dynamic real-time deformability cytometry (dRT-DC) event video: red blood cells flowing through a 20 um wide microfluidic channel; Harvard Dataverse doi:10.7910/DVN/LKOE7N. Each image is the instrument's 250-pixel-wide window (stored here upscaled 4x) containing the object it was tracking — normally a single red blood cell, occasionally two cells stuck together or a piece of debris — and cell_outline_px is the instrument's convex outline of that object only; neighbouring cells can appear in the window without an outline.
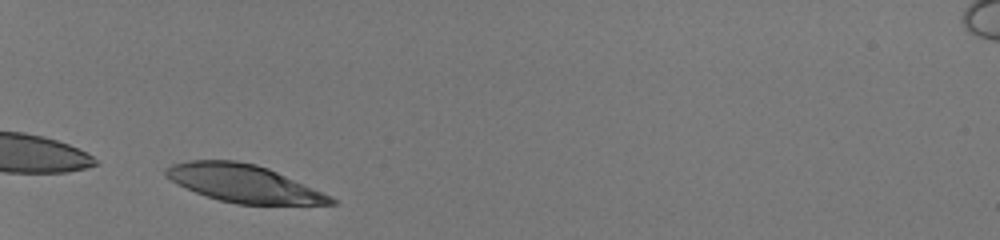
{"species": "human", "species_latin": "Homo sapiens", "temperature_condition": "room temperature", "stored_images_in_passage": 27, "camera_frame_rate_fps": 3000, "um_per_image_px": 0.085, "donor": {"sex": "male"}, "frame": {"image": 1, "passage_image": 1, "time_ms": 0.0, "image_size_px": [1000, 240], "cell_outline_px": [[336, 204], [236, 204], [220, 200], [196, 192], [164, 176], [164, 168], [172, 164], [188, 160], [236, 160], [256, 164], [268, 168], [332, 196], [336, 200]], "centroid_in_image_um": [20.7, 15.58], "position_along_channel_um": 64.3, "area_um2": 35.78}}
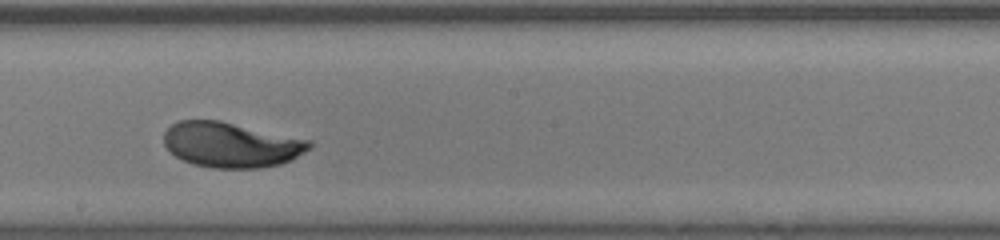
{"frame": {"image": 2, "passage_image": 15, "time_ms": 4.667, "image_size_px": [1000, 240], "cell_outline_px": [[312, 148], [292, 160], [280, 164], [260, 168], [212, 168], [192, 164], [176, 156], [164, 144], [164, 132], [172, 124], [180, 120], [220, 120], [312, 140]], "centroid_in_image_um": [19.69, 12.3], "position_along_channel_um": 228.5, "area_um2": 38.49}}
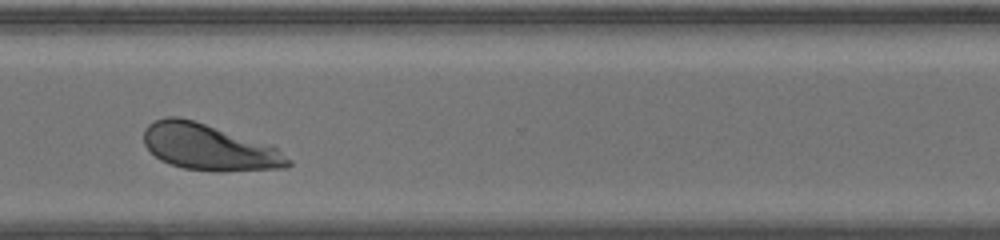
{"frame": {"image": 3, "passage_image": 24, "time_ms": 7.667, "image_size_px": [1000, 240], "cell_outline_px": [[292, 164], [284, 168], [216, 172], [184, 168], [160, 160], [144, 144], [144, 128], [152, 120], [164, 116], [180, 116], [276, 148], [292, 160]], "centroid_in_image_um": [17.7, 12.52], "position_along_channel_um": 352.9, "area_um2": 38.26}, "authors_computed_cell_mechanics": {"area_um2": 37.859, "velocity_mm_per_s": 4.127, "shape_relaxation_time_tau1_ms": 1.8337, "shape_relaxation_time_tau2_ms": null, "deformation_change_tau1": 0.1362, "deformation_change_tau2": null}}